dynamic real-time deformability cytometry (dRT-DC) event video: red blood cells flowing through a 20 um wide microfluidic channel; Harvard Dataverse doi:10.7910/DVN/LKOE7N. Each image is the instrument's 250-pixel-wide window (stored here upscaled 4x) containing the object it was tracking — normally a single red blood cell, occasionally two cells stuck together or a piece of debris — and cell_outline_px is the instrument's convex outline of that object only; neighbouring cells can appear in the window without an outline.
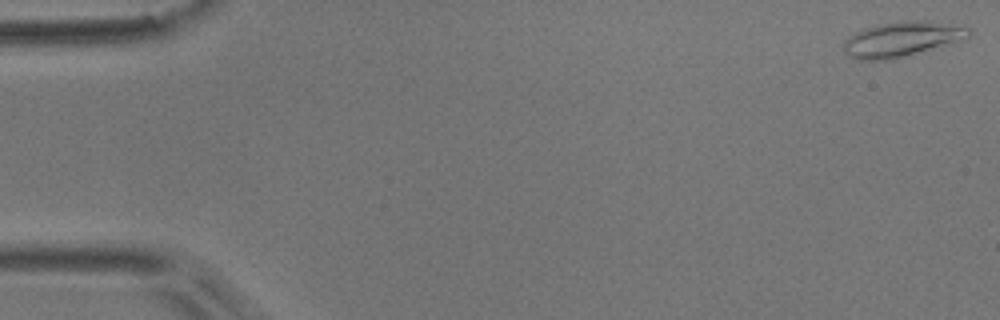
{"species": "common noctule bat (a hibernating species)", "species_latin": "Nyctalus noctula", "temperature_condition": "room temperature", "stored_images_in_passage": 3, "camera_frame_rate_fps": 3000, "um_per_image_px": 0.085, "animal": {"sex": "male", "body_mass_g": 17.9}, "frame": {"image": 1, "passage_image": 1, "time_ms": 0.0, "image_size_px": [1000, 320], "cell_outline_px": [[972, 32], [968, 36], [952, 44], [908, 56], [892, 60], [856, 60], [848, 56], [844, 52], [844, 40], [848, 36], [864, 28], [876, 24], [900, 20], [928, 20], [972, 28]], "centroid_in_image_um": [76.65, 3.33], "position_along_channel_um": 8.3, "area_um2": 26.18}}